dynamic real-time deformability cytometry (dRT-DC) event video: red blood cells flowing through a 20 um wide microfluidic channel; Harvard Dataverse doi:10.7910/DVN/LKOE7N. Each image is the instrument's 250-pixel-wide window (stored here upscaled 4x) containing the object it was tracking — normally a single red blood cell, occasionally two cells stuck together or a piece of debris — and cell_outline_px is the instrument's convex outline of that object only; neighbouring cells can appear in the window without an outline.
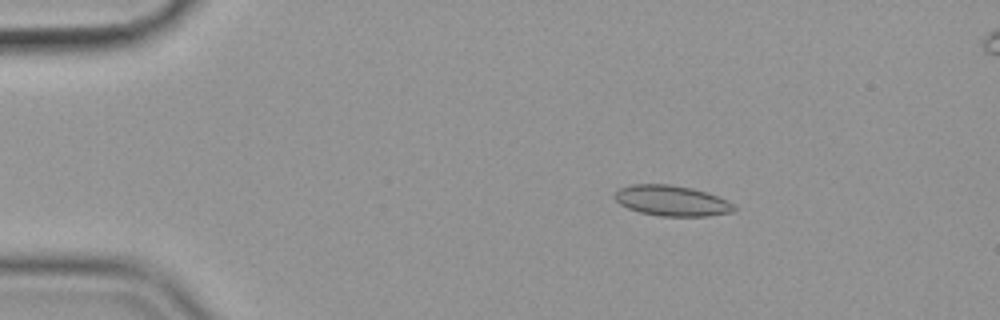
{"species": "common noctule bat (a hibernating species)", "species_latin": "Nyctalus noctula", "temperature_condition": "cold", "stored_images_in_passage": 52, "camera_frame_rate_fps": 3000, "um_per_image_px": 0.085, "animal": {"sex": "female", "body_mass_g": 19.9}, "frame": {"image": 1, "passage_image": 5, "time_ms": 1.333, "image_size_px": [1000, 320], "cell_outline_px": [[736, 208], [732, 212], [708, 216], [660, 216], [640, 212], [628, 208], [620, 204], [612, 196], [620, 188], [632, 184], [668, 184], [692, 188], [708, 192], [728, 200], [736, 204]], "centroid_in_image_um": [57.13, 17.06], "position_along_channel_um": 27.9, "area_um2": 21.39}}
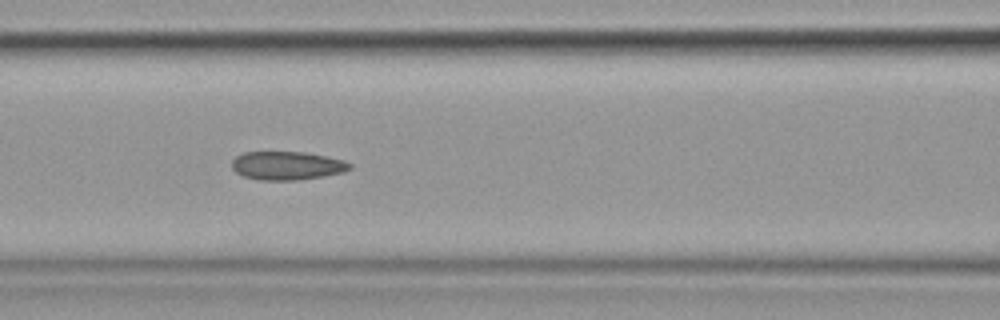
{"frame": {"image": 2, "passage_image": 20, "time_ms": 6.333, "image_size_px": [1000, 320], "cell_outline_px": [[352, 168], [344, 172], [324, 176], [296, 180], [260, 180], [244, 176], [236, 172], [232, 168], [232, 160], [236, 156], [244, 152], [304, 152], [344, 160], [352, 164]], "centroid_in_image_um": [24.41, 14.08], "position_along_channel_um": 142.2, "area_um2": 19.54}}
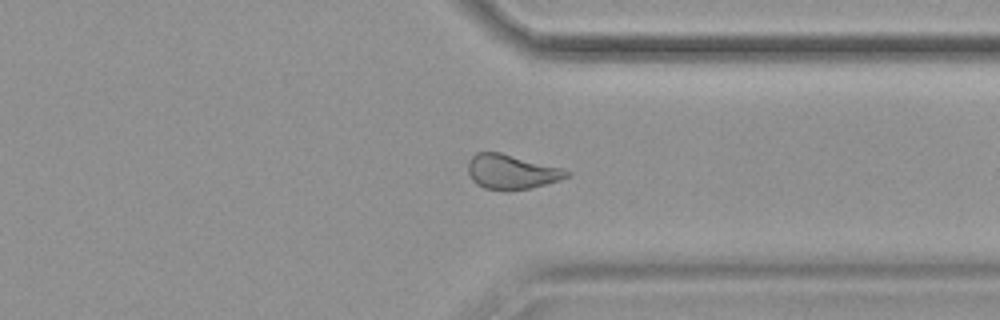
{"frame": {"image": 3, "passage_image": 39, "time_ms": 12.667, "image_size_px": [1000, 320], "cell_outline_px": [[572, 172], [568, 176], [532, 188], [508, 192], [504, 192], [484, 188], [476, 184], [472, 180], [468, 172], [468, 160], [476, 152], [500, 152], [564, 168]], "centroid_in_image_um": [43.45, 14.62], "position_along_channel_um": 367.9, "area_um2": 20.23}, "authors_computed_cell_mechanics": {"area_um2": 20.3745, "velocity_mm_per_s": 3.5713, "shape_relaxation_time_tau1_ms": null, "shape_relaxation_time_tau2_ms": 4.088, "deformation_change_tau1": null, "deformation_change_tau2": 0.0858}}